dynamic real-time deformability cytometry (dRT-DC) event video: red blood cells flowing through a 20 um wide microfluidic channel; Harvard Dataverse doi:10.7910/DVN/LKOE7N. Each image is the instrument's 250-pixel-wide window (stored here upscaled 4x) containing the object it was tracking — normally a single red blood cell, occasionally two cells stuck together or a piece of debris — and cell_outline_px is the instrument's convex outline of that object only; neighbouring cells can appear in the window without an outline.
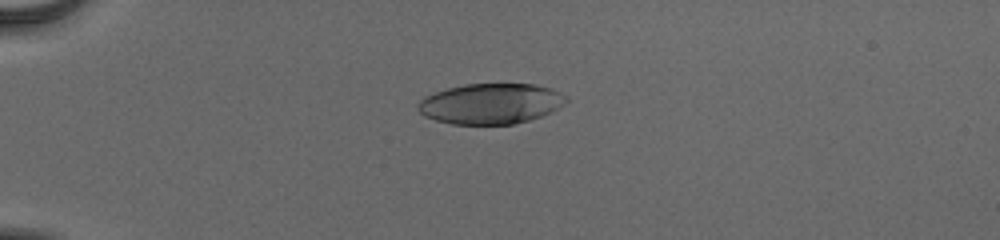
{"species": "human", "species_latin": "Homo sapiens", "temperature_condition": "cold", "stored_images_in_passage": 55, "camera_frame_rate_fps": 3000, "um_per_image_px": 0.085, "donor": {"sex": "male"}, "frame": {"image": 1, "passage_image": 16, "time_ms": 5.0, "image_size_px": [1000, 240], "cell_outline_px": [[568, 100], [564, 104], [540, 116], [528, 120], [512, 124], [452, 124], [436, 120], [424, 116], [416, 108], [416, 104], [424, 96], [448, 88], [464, 84], [536, 84], [552, 88], [568, 96]], "centroid_in_image_um": [41.69, 8.8], "position_along_channel_um": 43.3, "area_um2": 34.97}}
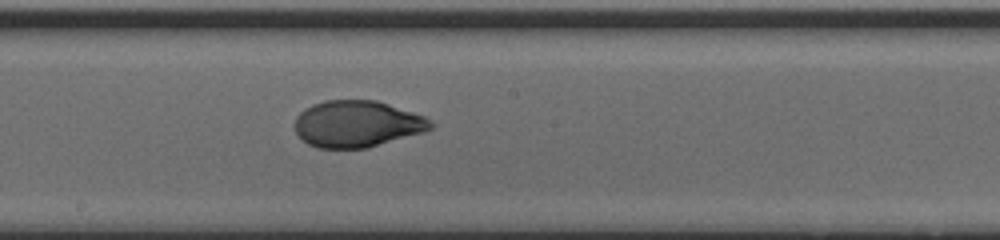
{"frame": {"image": 2, "passage_image": 33, "time_ms": 10.667, "image_size_px": [1000, 240], "cell_outline_px": [[436, 124], [432, 128], [424, 132], [364, 148], [316, 148], [308, 144], [296, 132], [296, 116], [304, 108], [312, 104], [324, 100], [376, 100], [424, 116], [432, 120]], "centroid_in_image_um": [30.36, 10.52], "position_along_channel_um": 217.8, "area_um2": 36.76}}
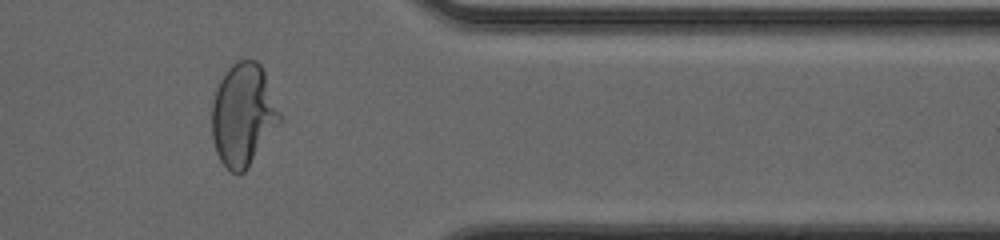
{"frame": {"image": 3, "passage_image": 47, "time_ms": 15.333, "image_size_px": [1000, 240], "cell_outline_px": [[284, 120], [248, 168], [244, 172], [232, 172], [220, 160], [216, 152], [212, 136], [212, 100], [216, 88], [220, 80], [228, 68], [236, 60], [256, 60], [260, 64], [264, 72], [284, 116]], "centroid_in_image_um": [20.71, 9.75], "position_along_channel_um": 390.7, "area_um2": 41.21}, "authors_computed_cell_mechanics": {"area_um2": 37.57, "velocity_mm_per_s": 3.9096, "shape_relaxation_time_tau1_ms": 4.6485, "shape_relaxation_time_tau2_ms": 0.672, "deformation_change_tau1": 0.2155, "deformation_change_tau2": 0.0488}}